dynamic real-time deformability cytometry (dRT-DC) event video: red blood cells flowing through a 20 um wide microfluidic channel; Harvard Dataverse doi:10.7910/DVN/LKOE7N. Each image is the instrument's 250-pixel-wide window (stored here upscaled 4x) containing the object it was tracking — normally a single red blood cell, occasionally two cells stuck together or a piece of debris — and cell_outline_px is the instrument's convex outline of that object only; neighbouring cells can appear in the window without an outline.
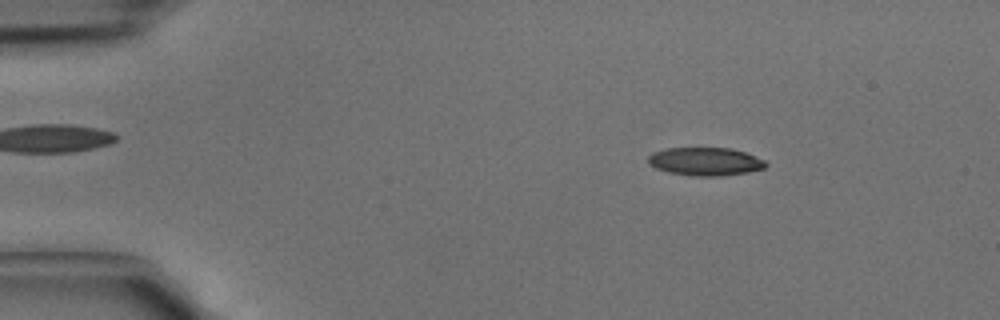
{"species": "common noctule bat (a hibernating species)", "species_latin": "Nyctalus noctula", "temperature_condition": "cold", "stored_images_in_passage": 42, "camera_frame_rate_fps": 3000, "um_per_image_px": 0.085, "animal": {"sex": "male", "body_mass_g": 15.6}, "frame": {"image": 1, "passage_image": 6, "time_ms": 1.667, "image_size_px": [1000, 320], "cell_outline_px": [[768, 164], [764, 168], [748, 172], [720, 176], [688, 176], [668, 172], [656, 168], [648, 164], [648, 156], [652, 152], [668, 148], [732, 148], [744, 152], [764, 160]], "centroid_in_image_um": [59.92, 13.73], "position_along_channel_um": 25.1, "area_um2": 19.36}}
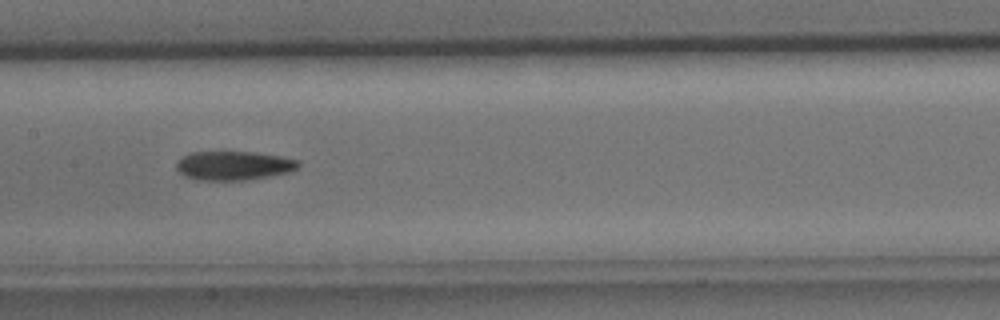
{"frame": {"image": 2, "passage_image": 21, "time_ms": 6.667, "image_size_px": [1000, 320], "cell_outline_px": [[300, 164], [292, 172], [244, 180], [200, 180], [184, 176], [176, 168], [176, 164], [184, 156], [192, 152], [256, 152], [280, 156], [300, 160]], "centroid_in_image_um": [19.9, 14.07], "position_along_channel_um": 187.5, "area_um2": 20.52}}
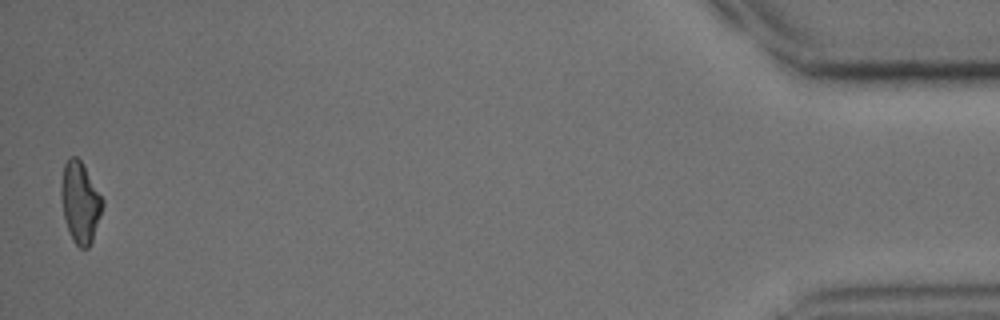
{"frame": {"image": 3, "passage_image": 42, "time_ms": 13.667, "image_size_px": [1000, 320], "cell_outline_px": [[104, 204], [92, 240], [88, 248], [80, 248], [72, 240], [64, 216], [60, 196], [60, 184], [64, 164], [68, 156], [76, 156], [80, 160], [104, 200]], "centroid_in_image_um": [6.8, 17.18], "position_along_channel_um": 428.4, "area_um2": 19.42}}